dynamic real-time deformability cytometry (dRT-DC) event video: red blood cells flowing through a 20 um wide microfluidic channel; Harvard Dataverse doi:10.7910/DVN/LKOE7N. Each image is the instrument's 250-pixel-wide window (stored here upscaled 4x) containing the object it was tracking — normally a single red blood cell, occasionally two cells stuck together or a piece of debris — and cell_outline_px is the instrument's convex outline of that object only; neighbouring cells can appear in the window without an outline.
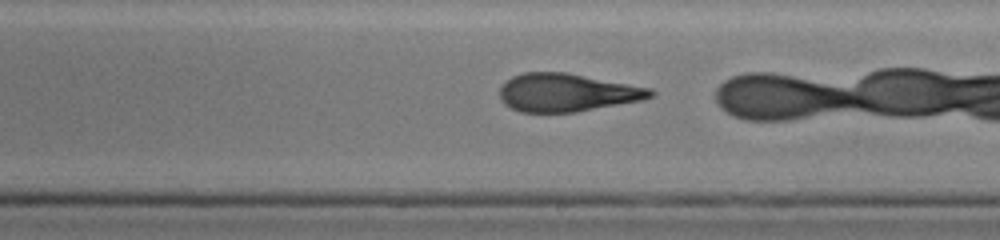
{"species": "human", "species_latin": "Homo sapiens", "temperature_condition": "cold", "stored_images_in_passage": 36, "camera_frame_rate_fps": 3000, "um_per_image_px": 0.085, "donor": {"sex": "male"}, "frame": {"image": 1, "passage_image": 28, "time_ms": 9.0, "image_size_px": [1000, 240], "cell_outline_px": [[656, 92], [652, 96], [644, 100], [576, 112], [520, 112], [504, 104], [500, 100], [500, 88], [512, 76], [524, 72], [564, 72], [652, 88]], "centroid_in_image_um": [48.21, 7.87], "position_along_channel_um": 240.8, "area_um2": 33.41}}
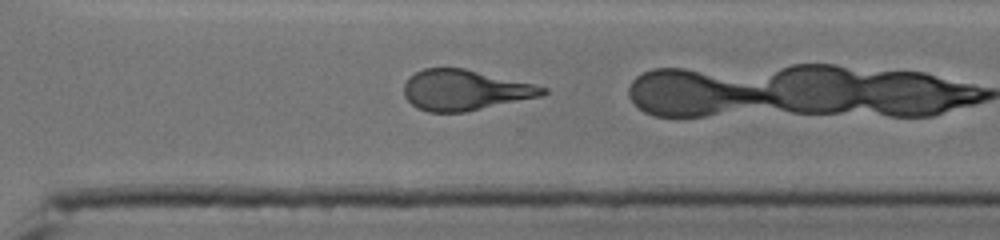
{"frame": {"image": 2, "passage_image": 35, "time_ms": 11.333, "image_size_px": [1000, 240], "cell_outline_px": [[548, 92], [540, 96], [464, 112], [428, 112], [416, 108], [404, 96], [404, 84], [408, 76], [424, 68], [464, 68], [532, 84], [548, 88]], "centroid_in_image_um": [39.45, 7.66], "position_along_channel_um": 331.1, "area_um2": 32.48}}